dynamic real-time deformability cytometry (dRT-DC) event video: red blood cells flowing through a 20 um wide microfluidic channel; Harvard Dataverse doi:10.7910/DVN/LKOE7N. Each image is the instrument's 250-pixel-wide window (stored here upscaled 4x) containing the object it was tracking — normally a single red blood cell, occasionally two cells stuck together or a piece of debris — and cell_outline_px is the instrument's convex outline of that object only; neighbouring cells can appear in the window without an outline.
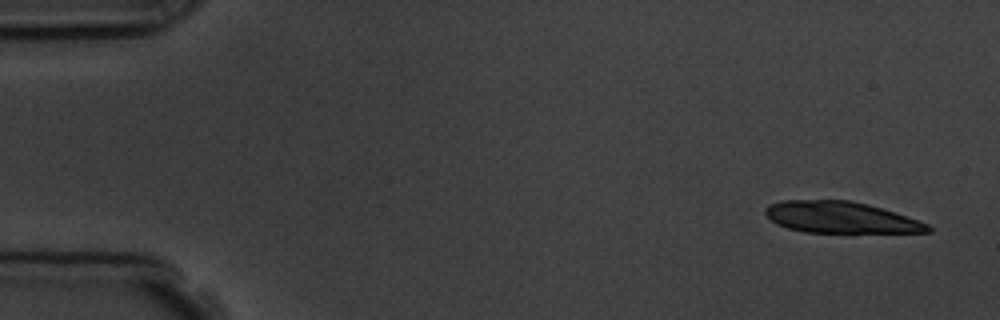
{"species": "common noctule bat (a hibernating species)", "species_latin": "Nyctalus noctula", "temperature_condition": "room temperature", "stored_images_in_passage": 9, "camera_frame_rate_fps": 3000, "um_per_image_px": 0.085, "animal": {"sex": "male", "body_mass_g": 19.5, "forearm_length_mm": 54.6}, "frame": {"image": 1, "passage_image": 1, "time_ms": 0.0, "image_size_px": [1000, 320], "cell_outline_px": [[932, 232], [852, 236], [804, 232], [788, 228], [776, 224], [764, 212], [764, 208], [768, 204], [780, 200], [848, 200], [868, 204], [896, 212], [928, 224], [932, 228]], "centroid_in_image_um": [71.54, 18.55], "position_along_channel_um": 13.5, "area_um2": 31.56}}